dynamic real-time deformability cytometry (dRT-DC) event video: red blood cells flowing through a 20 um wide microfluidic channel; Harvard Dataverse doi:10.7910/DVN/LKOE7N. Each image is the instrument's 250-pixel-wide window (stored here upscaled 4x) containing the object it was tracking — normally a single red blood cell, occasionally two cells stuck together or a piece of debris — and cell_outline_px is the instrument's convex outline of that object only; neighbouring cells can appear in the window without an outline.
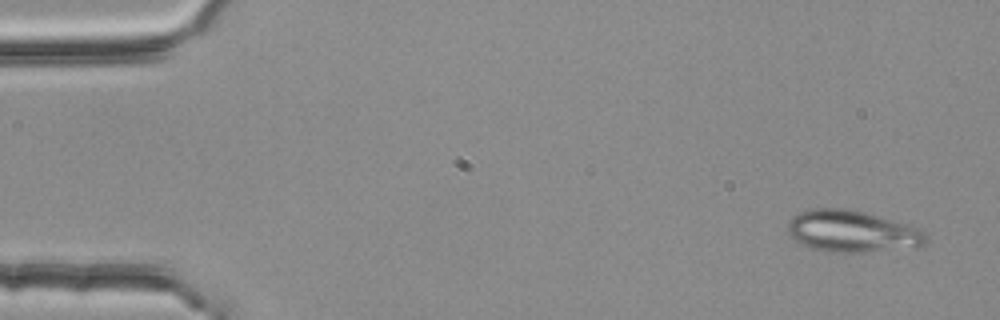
{"species": "common noctule bat (a hibernating species)", "species_latin": "Nyctalus noctula", "temperature_condition": "room temperature", "stored_images_in_passage": 3, "camera_frame_rate_fps": 3000, "um_per_image_px": 0.085, "animal": {"sex": "female", "body_mass_g": 25.1}, "frame": {"image": 1, "passage_image": 1, "time_ms": 0.0, "image_size_px": [1000, 320], "cell_outline_px": [[928, 240], [924, 244], [916, 248], [864, 252], [832, 252], [816, 248], [804, 244], [796, 240], [788, 232], [788, 224], [792, 216], [800, 212], [812, 208], [852, 208], [912, 224], [924, 232], [928, 236]], "centroid_in_image_um": [72.53, 19.64], "position_along_channel_um": 12.5, "area_um2": 34.04}}